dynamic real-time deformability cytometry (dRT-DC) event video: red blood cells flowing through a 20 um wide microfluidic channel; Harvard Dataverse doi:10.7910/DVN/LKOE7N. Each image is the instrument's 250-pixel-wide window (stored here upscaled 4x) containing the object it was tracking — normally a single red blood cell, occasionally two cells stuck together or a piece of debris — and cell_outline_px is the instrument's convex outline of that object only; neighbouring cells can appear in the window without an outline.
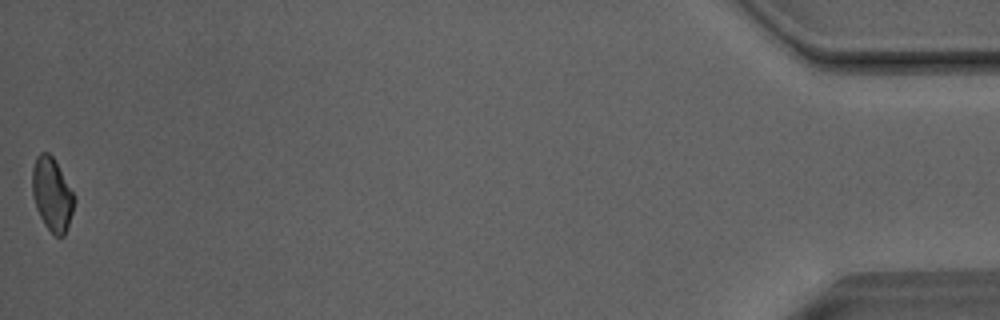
{"species": "Egyptian fruit bat (a non-hibernating species)", "species_latin": "Rousettus aegyptiacus", "temperature_condition": "room temperature", "stored_images_in_passage": 42, "camera_frame_rate_fps": 3000, "um_per_image_px": 0.085, "animal": {"sex": "male"}, "frame": {"image": 1, "passage_image": 42, "time_ms": 13.667, "image_size_px": [1000, 320], "cell_outline_px": [[76, 200], [64, 236], [56, 236], [44, 224], [36, 208], [32, 192], [32, 168], [36, 156], [40, 152], [48, 152], [52, 156], [76, 196]], "centroid_in_image_um": [4.42, 16.49], "position_along_channel_um": 430.8, "area_um2": 17.86}, "authors_computed_cell_mechanics": {"area_um2": 19.0162, "velocity_mm_per_s": 4.068, "shape_relaxation_time_tau1_ms": 8.0783, "shape_relaxation_time_tau2_ms": 2.2816, "deformation_change_tau1": 0.1299, "deformation_change_tau2": 0.083}}